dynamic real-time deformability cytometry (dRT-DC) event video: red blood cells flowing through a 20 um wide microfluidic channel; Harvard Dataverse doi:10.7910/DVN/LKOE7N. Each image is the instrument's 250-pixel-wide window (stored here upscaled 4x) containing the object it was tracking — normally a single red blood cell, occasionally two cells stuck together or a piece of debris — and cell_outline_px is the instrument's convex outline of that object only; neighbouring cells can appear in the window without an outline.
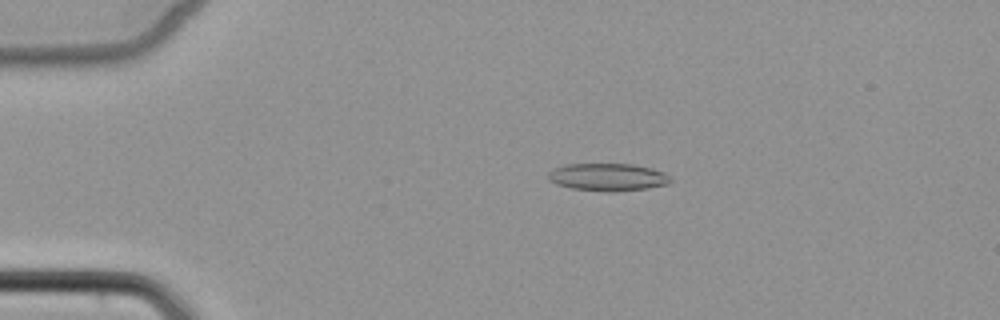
{"species": "common noctule bat (a hibernating species)", "species_latin": "Nyctalus noctula", "temperature_condition": "cold", "stored_images_in_passage": 5, "camera_frame_rate_fps": 3000, "um_per_image_px": 0.085, "animal": {"sex": "female", "body_mass_g": 22.7, "forearm_length_mm": 54.2}, "frame": {"image": 1, "passage_image": 3, "time_ms": 3.333, "image_size_px": [1000, 320], "cell_outline_px": [[672, 180], [668, 184], [648, 188], [608, 192], [572, 188], [556, 184], [548, 180], [548, 172], [552, 168], [564, 164], [632, 164], [652, 168], [664, 172]], "centroid_in_image_um": [51.63, 15.04], "position_along_channel_um": 33.4, "area_um2": 19.71}}
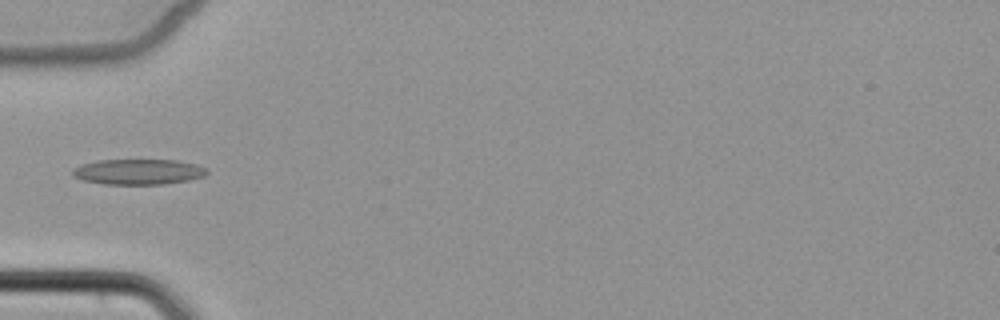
{"frame": {"image": 2, "passage_image": 5, "time_ms": 5.667, "image_size_px": [1000, 320], "cell_outline_px": [[208, 172], [204, 176], [188, 180], [164, 184], [104, 184], [84, 180], [72, 176], [72, 168], [80, 164], [100, 160], [176, 160], [196, 164], [208, 168]], "centroid_in_image_um": [11.75, 14.6], "position_along_channel_um": 73.2, "area_um2": 20.0}}